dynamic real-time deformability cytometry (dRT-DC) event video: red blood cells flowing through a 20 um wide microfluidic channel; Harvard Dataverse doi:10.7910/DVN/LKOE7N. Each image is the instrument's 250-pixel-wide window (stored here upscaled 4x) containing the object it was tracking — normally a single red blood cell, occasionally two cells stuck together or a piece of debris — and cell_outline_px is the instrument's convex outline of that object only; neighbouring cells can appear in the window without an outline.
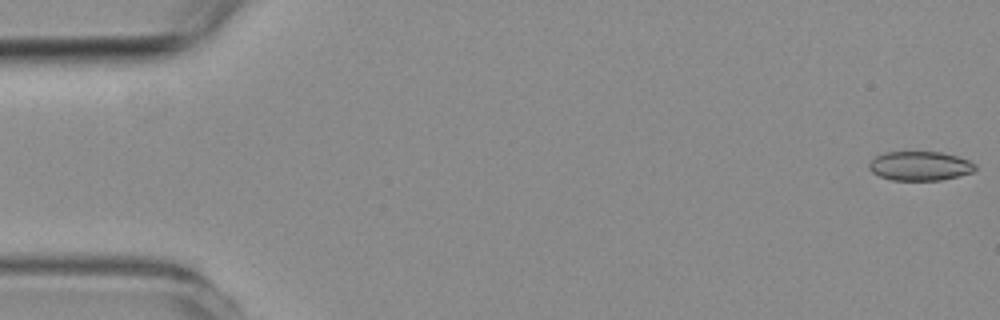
{"species": "common noctule bat (a hibernating species)", "species_latin": "Nyctalus noctula", "temperature_condition": "room temperature", "stored_images_in_passage": 54, "camera_frame_rate_fps": 3000, "um_per_image_px": 0.085, "animal": {"sex": "female", "body_mass_g": 19.3, "forearm_length_mm": 54.1}, "frame": {"image": 1, "passage_image": 1, "time_ms": 0.0, "image_size_px": [1000, 320], "cell_outline_px": [[976, 168], [972, 172], [960, 176], [940, 180], [892, 180], [880, 176], [872, 172], [868, 168], [868, 164], [876, 156], [884, 152], [940, 152], [956, 156], [968, 160], [976, 164]], "centroid_in_image_um": [78.19, 14.11], "position_along_channel_um": 6.8, "area_um2": 18.03}}
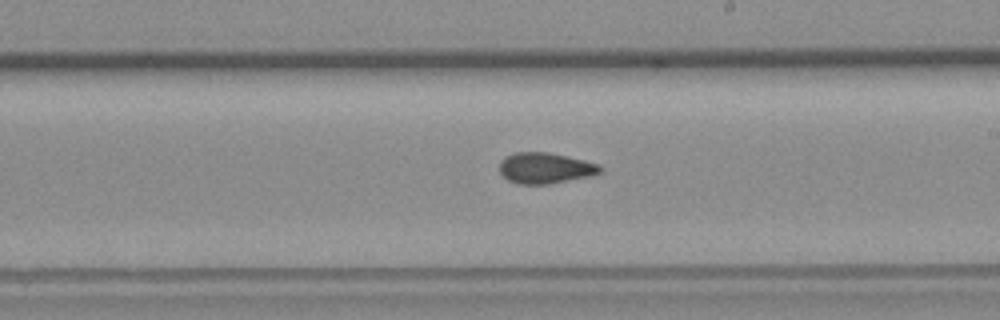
{"frame": {"image": 2, "passage_image": 31, "time_ms": 10.0, "image_size_px": [1000, 320], "cell_outline_px": [[604, 168], [600, 172], [592, 176], [548, 184], [516, 184], [508, 180], [500, 172], [500, 160], [504, 156], [512, 152], [548, 152], [568, 156], [600, 164]], "centroid_in_image_um": [46.35, 14.28], "position_along_channel_um": 242.7, "area_um2": 18.38}}
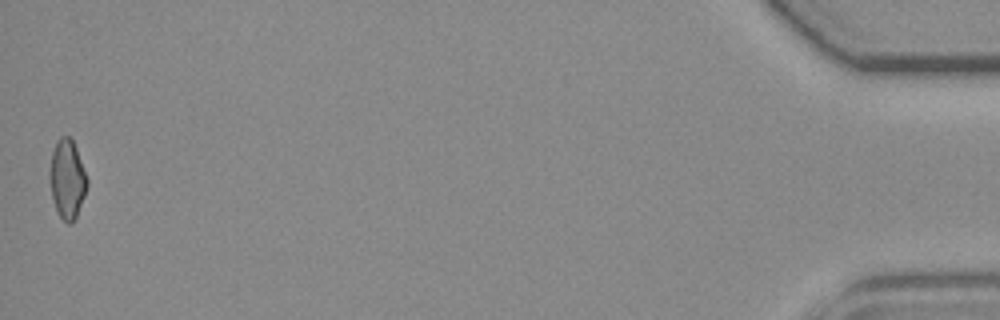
{"frame": {"image": 3, "passage_image": 54, "time_ms": 17.667, "image_size_px": [1000, 320], "cell_outline_px": [[88, 184], [84, 196], [76, 216], [72, 224], [68, 224], [60, 216], [56, 208], [52, 196], [48, 176], [48, 172], [52, 152], [56, 140], [60, 136], [68, 136], [72, 140], [76, 148], [88, 180]], "centroid_in_image_um": [5.69, 15.2], "position_along_channel_um": 429.5, "area_um2": 17.17}, "authors_computed_cell_mechanics": {"area_um2": 18.0914, "velocity_mm_per_s": 3.7827, "shape_relaxation_time_tau1_ms": null, "shape_relaxation_time_tau2_ms": 3.0035, "deformation_change_tau1": null, "deformation_change_tau2": 0.0799}}